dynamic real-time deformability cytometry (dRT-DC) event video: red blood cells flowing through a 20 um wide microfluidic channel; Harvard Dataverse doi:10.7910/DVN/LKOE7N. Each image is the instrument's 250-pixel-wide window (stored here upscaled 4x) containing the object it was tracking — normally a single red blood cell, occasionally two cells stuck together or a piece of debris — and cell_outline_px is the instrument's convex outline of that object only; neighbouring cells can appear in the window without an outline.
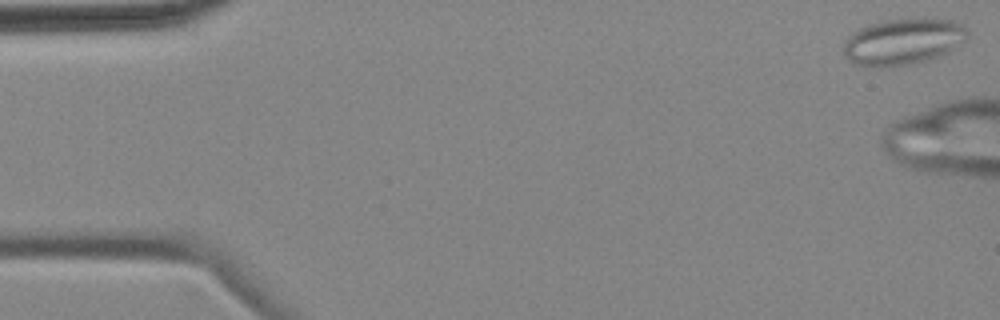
{"species": "common noctule bat (a hibernating species)", "species_latin": "Nyctalus noctula", "temperature_condition": "cold", "stored_images_in_passage": 3, "camera_frame_rate_fps": 3000, "um_per_image_px": 0.085, "animal": {"sex": "female", "body_mass_g": 18.4}, "frame": {"image": 1, "passage_image": 1, "time_ms": 0.0, "image_size_px": [1000, 320], "cell_outline_px": [[968, 36], [964, 40], [952, 48], [924, 64], [888, 68], [880, 68], [856, 64], [848, 60], [844, 56], [844, 40], [852, 32], [868, 24], [884, 20], [952, 20], [964, 24], [968, 32]], "centroid_in_image_um": [76.72, 3.59], "position_along_channel_um": 8.3, "area_um2": 33.64}}